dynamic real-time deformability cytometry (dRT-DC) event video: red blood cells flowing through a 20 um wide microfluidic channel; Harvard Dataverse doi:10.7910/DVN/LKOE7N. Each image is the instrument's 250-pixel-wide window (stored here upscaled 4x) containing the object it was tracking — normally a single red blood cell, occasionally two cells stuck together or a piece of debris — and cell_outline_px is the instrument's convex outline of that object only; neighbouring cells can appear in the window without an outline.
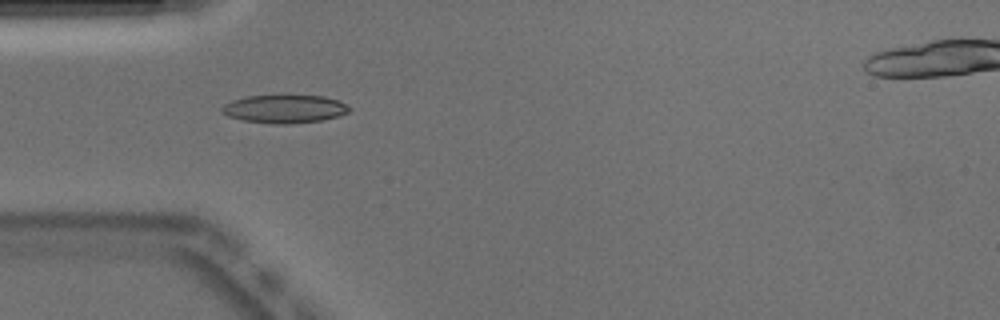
{"species": "Egyptian fruit bat (a non-hibernating species)", "species_latin": "Rousettus aegyptiacus", "temperature_condition": "warm", "stored_images_in_passage": 51, "camera_frame_rate_fps": 3000, "um_per_image_px": 0.085, "animal": {"sex": "male"}, "frame": {"image": 1, "passage_image": 15, "time_ms": 4.667, "image_size_px": [1000, 320], "cell_outline_px": [[352, 108], [348, 112], [340, 116], [320, 120], [288, 124], [272, 124], [244, 120], [228, 116], [220, 112], [220, 108], [224, 104], [232, 100], [248, 96], [288, 92], [324, 96], [340, 100]], "centroid_in_image_um": [24.2, 9.2], "position_along_channel_um": 60.8, "area_um2": 22.02}, "authors_computed_cell_mechanics": {"area_um2": 20.23, "velocity_mm_per_s": 3.906, "shape_relaxation_time_tau1_ms": null, "shape_relaxation_time_tau2_ms": 1.9768, "deformation_change_tau1": null, "deformation_change_tau2": 0.0882}}